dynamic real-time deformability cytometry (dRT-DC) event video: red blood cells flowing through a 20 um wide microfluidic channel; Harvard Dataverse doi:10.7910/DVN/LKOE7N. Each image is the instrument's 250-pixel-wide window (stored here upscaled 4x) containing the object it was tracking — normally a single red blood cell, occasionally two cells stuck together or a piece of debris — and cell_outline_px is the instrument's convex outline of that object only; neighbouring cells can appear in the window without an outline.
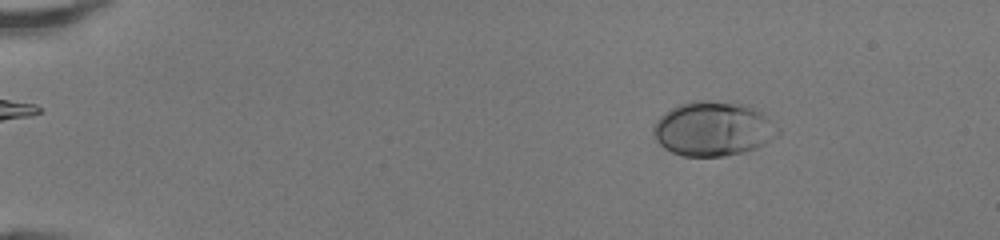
{"species": "human", "species_latin": "Homo sapiens", "temperature_condition": "room temperature", "stored_images_in_passage": 50, "camera_frame_rate_fps": 3000, "um_per_image_px": 0.085, "donor": {"sex": "female"}, "frame": {"image": 1, "passage_image": 9, "time_ms": 2.667, "image_size_px": [1000, 240], "cell_outline_px": [[780, 136], [756, 148], [744, 152], [724, 156], [684, 156], [672, 152], [664, 148], [656, 140], [652, 132], [652, 128], [656, 120], [664, 112], [676, 104], [696, 100], [704, 100], [752, 104], [780, 128]], "centroid_in_image_um": [60.64, 10.93], "position_along_channel_um": 24.4, "area_um2": 40.23}}
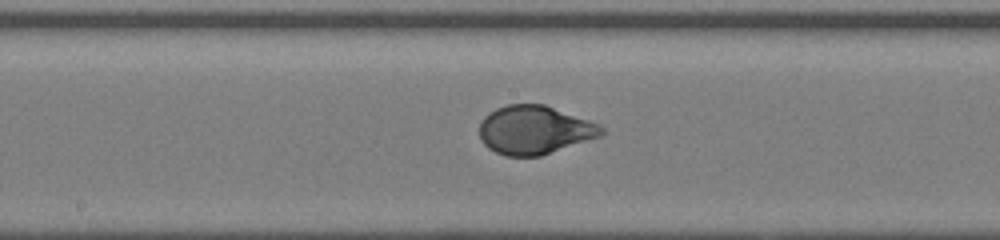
{"frame": {"image": 2, "passage_image": 29, "time_ms": 9.333, "image_size_px": [1000, 240], "cell_outline_px": [[604, 132], [600, 136], [540, 156], [504, 156], [488, 148], [480, 140], [480, 120], [488, 112], [496, 108], [508, 104], [544, 104], [600, 124], [604, 128]], "centroid_in_image_um": [45.4, 11.04], "position_along_channel_um": 202.8, "area_um2": 34.56}}
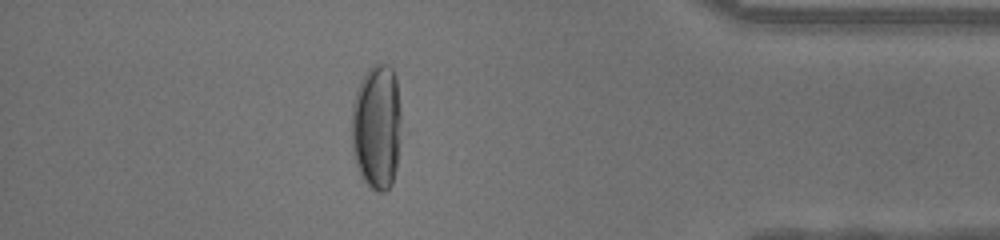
{"frame": {"image": 3, "passage_image": 45, "time_ms": 14.667, "image_size_px": [1000, 240], "cell_outline_px": [[400, 140], [396, 168], [392, 184], [384, 192], [376, 192], [360, 176], [352, 152], [352, 104], [356, 88], [360, 80], [368, 68], [372, 64], [388, 64], [392, 68], [396, 76], [400, 104]], "centroid_in_image_um": [32.02, 10.75], "position_along_channel_um": 403.2, "area_um2": 36.88}, "authors_computed_cell_mechanics": {"area_um2": 35.6048, "velocity_mm_per_s": 4.2733, "shape_relaxation_time_tau1_ms": 3.4733, "shape_relaxation_time_tau2_ms": null, "deformation_change_tau1": 0.1904, "deformation_change_tau2": null}}